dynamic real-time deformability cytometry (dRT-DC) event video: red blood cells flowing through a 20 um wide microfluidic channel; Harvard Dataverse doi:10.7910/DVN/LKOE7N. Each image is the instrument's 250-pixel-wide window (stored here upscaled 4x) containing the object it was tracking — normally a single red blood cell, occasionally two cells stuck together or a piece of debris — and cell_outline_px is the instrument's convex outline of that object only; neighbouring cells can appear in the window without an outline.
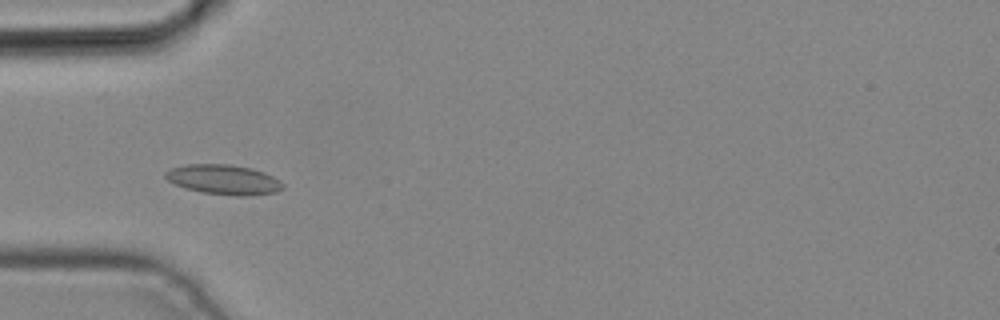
{"species": "common noctule bat (a hibernating species)", "species_latin": "Nyctalus noctula", "temperature_condition": "cold", "stored_images_in_passage": 4, "camera_frame_rate_fps": 3000, "um_per_image_px": 0.085, "animal": {"sex": "male", "body_mass_g": 19.2, "forearm_length_mm": 51.8}, "frame": {"image": 1, "passage_image": 4, "time_ms": 1.0, "image_size_px": [1000, 320], "cell_outline_px": [[284, 188], [276, 192], [252, 196], [240, 196], [204, 192], [188, 188], [176, 184], [168, 180], [164, 176], [164, 172], [172, 168], [184, 164], [228, 164], [252, 168], [264, 172], [280, 180], [284, 184]], "centroid_in_image_um": [19.05, 15.26], "position_along_channel_um": 65.9, "area_um2": 20.35}}